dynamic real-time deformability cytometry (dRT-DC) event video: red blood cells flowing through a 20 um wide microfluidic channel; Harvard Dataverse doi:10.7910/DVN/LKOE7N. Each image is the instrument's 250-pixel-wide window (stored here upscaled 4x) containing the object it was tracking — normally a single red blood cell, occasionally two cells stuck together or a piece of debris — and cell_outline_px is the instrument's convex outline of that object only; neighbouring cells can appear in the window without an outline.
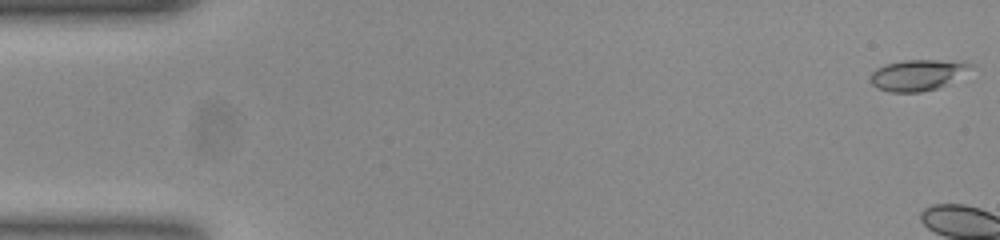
{"species": "common noctule bat (a hibernating species)", "species_latin": "Nyctalus noctula", "temperature_condition": "room temperature", "stored_images_in_passage": 5, "camera_frame_rate_fps": 3000, "um_per_image_px": 0.085, "animal": {"sex": "female", "body_mass_g": 23.0, "forearm_length_mm": 53.4}, "frame": {"image": 1, "passage_image": 1, "time_ms": 0.0, "image_size_px": [1000, 240], "cell_outline_px": [[976, 64], [948, 84], [936, 88], [920, 92], [892, 92], [876, 88], [872, 84], [872, 72], [876, 68], [888, 64], [904, 60], [964, 60]], "centroid_in_image_um": [78.04, 6.36], "position_along_channel_um": 7.0, "area_um2": 18.03}}